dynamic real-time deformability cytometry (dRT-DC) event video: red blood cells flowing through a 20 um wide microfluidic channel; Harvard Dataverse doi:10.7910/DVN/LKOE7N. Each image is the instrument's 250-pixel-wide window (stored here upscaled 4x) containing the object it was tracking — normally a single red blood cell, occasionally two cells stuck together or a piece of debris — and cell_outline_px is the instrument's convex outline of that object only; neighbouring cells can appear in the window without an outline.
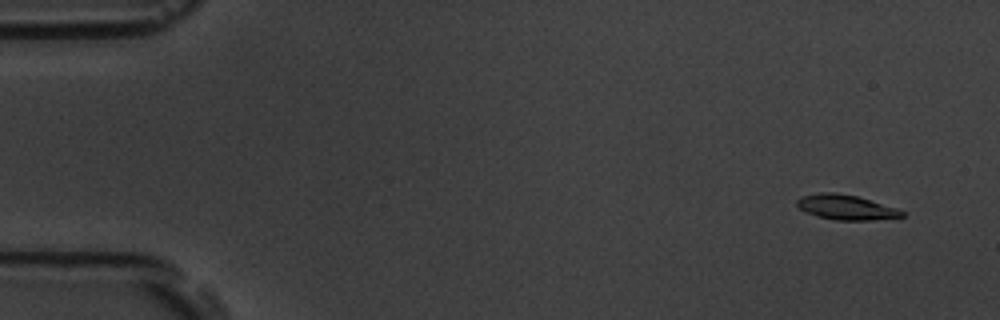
{"species": "common noctule bat (a hibernating species)", "species_latin": "Nyctalus noctula", "temperature_condition": "room temperature", "stored_images_in_passage": 55, "camera_frame_rate_fps": 3000, "um_per_image_px": 0.085, "animal": {"sex": "male", "body_mass_g": 19.5, "forearm_length_mm": 54.6}, "frame": {"image": 1, "passage_image": 4, "time_ms": 1.0, "image_size_px": [1000, 320], "cell_outline_px": [[904, 216], [868, 220], [836, 220], [816, 216], [804, 212], [796, 204], [796, 200], [800, 196], [820, 192], [836, 192], [856, 196], [896, 208], [904, 212]], "centroid_in_image_um": [71.83, 17.61], "position_along_channel_um": 13.2, "area_um2": 15.14}}
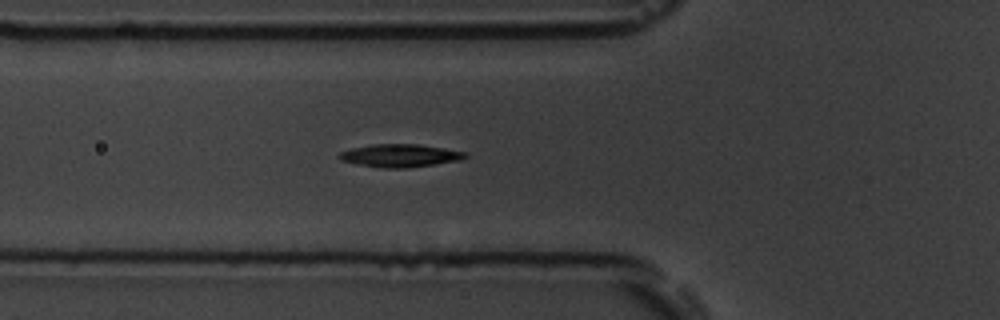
{"frame": {"image": 2, "passage_image": 20, "time_ms": 6.333, "image_size_px": [1000, 320], "cell_outline_px": [[468, 156], [460, 160], [408, 168], [380, 168], [356, 164], [340, 160], [336, 156], [340, 152], [352, 148], [372, 144], [416, 144], [444, 148], [468, 152]], "centroid_in_image_um": [33.98, 13.23], "position_along_channel_um": 91.8, "area_um2": 16.94}}
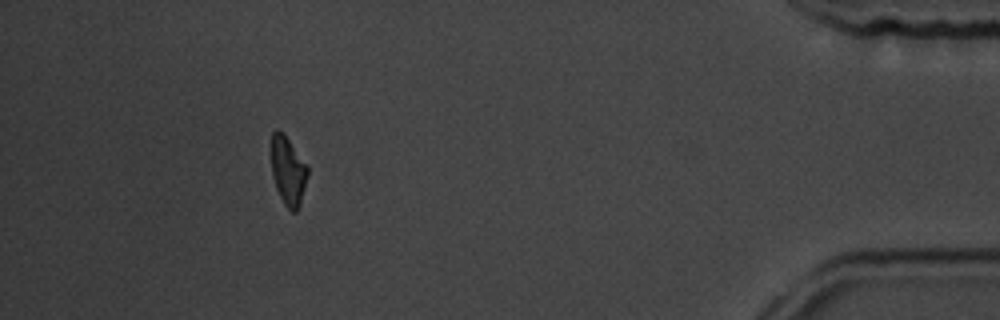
{"frame": {"image": 3, "passage_image": 50, "time_ms": 16.333, "image_size_px": [1000, 320], "cell_outline_px": [[308, 176], [300, 204], [296, 212], [292, 212], [284, 204], [276, 188], [272, 176], [268, 152], [272, 132], [276, 128], [284, 132], [308, 168]], "centroid_in_image_um": [24.42, 14.45], "position_along_channel_um": 410.8, "area_um2": 15.09}, "authors_computed_cell_mechanics": {"area_um2": 15.5482, "velocity_mm_per_s": 3.7658, "shape_relaxation_time_tau1_ms": 2.8135, "shape_relaxation_time_tau2_ms": 7.6956, "deformation_change_tau1": 0.1333, "deformation_change_tau2": 0.124}}